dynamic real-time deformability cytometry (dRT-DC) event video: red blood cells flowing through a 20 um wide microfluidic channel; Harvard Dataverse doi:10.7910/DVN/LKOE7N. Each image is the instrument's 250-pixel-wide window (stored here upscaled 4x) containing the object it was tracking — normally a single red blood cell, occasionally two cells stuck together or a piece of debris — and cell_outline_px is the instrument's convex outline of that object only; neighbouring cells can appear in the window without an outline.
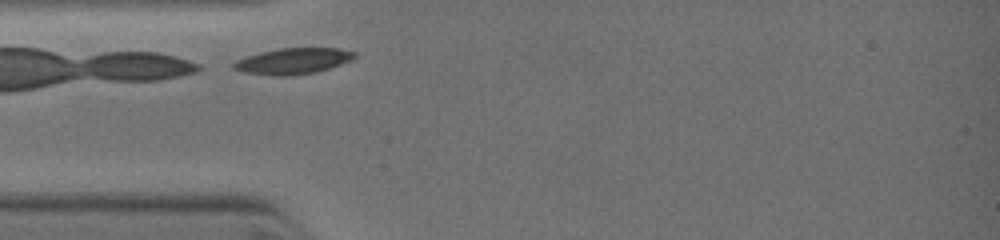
{"species": "common noctule bat (a hibernating species)", "species_latin": "Nyctalus noctula", "temperature_condition": "warm", "stored_images_in_passage": 2, "camera_frame_rate_fps": 3000, "um_per_image_px": 0.085, "animal": {"sex": "female", "body_mass_g": 19.0, "forearm_length_mm": 51.5}, "frame": {"image": 1, "passage_image": 1, "time_ms": 0.0, "image_size_px": [1000, 240], "cell_outline_px": [[356, 56], [352, 60], [316, 72], [292, 76], [272, 76], [244, 72], [232, 68], [232, 64], [236, 60], [260, 52], [280, 48], [336, 48], [356, 52]], "centroid_in_image_um": [24.89, 5.2], "position_along_channel_um": 60.1, "area_um2": 18.32}}